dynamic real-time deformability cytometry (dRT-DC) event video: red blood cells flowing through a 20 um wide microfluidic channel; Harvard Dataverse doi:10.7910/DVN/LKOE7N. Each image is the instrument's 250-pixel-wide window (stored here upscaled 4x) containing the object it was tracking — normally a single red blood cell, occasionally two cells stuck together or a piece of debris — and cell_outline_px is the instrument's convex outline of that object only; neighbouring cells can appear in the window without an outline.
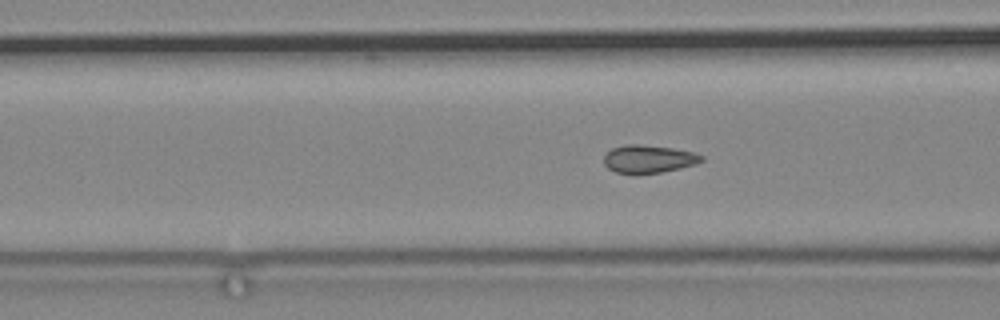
{"species": "common noctule bat (a hibernating species)", "species_latin": "Nyctalus noctula", "temperature_condition": "cold", "stored_images_in_passage": 79, "camera_frame_rate_fps": 3000, "um_per_image_px": 0.085, "animal": {"sex": "male", "body_mass_g": 19.2, "forearm_length_mm": 51.8}, "frame": {"image": 1, "passage_image": 40, "time_ms": 13.0, "image_size_px": [1000, 320], "cell_outline_px": [[704, 160], [696, 164], [680, 168], [660, 172], [616, 172], [608, 168], [604, 164], [604, 156], [612, 148], [624, 144], [640, 144], [672, 148], [692, 152], [704, 156]], "centroid_in_image_um": [55.14, 13.48], "position_along_channel_um": 111.5, "area_um2": 15.55}}
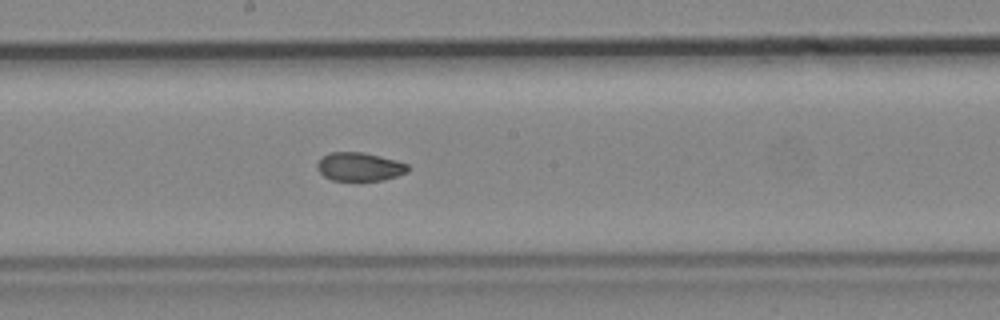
{"frame": {"image": 2, "passage_image": 50, "time_ms": 16.333, "image_size_px": [1000, 320], "cell_outline_px": [[408, 172], [384, 180], [332, 180], [324, 176], [316, 168], [316, 164], [320, 156], [328, 152], [364, 152], [396, 160], [408, 164]], "centroid_in_image_um": [30.52, 14.16], "position_along_channel_um": 217.7, "area_um2": 15.2}}
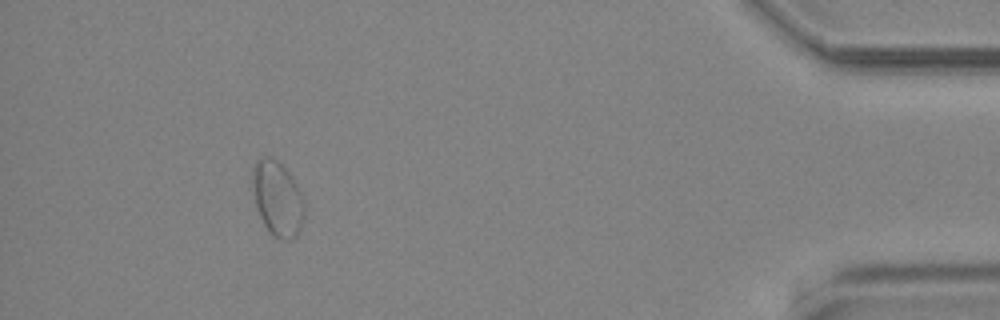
{"frame": {"image": 3, "passage_image": 74, "time_ms": 24.333, "image_size_px": [1000, 320], "cell_outline_px": [[304, 216], [300, 228], [296, 236], [292, 240], [280, 240], [272, 236], [268, 232], [260, 216], [252, 192], [252, 168], [256, 160], [260, 156], [268, 156], [276, 160], [296, 180], [304, 200]], "centroid_in_image_um": [23.58, 16.88], "position_along_channel_um": 411.6, "area_um2": 23.06}}